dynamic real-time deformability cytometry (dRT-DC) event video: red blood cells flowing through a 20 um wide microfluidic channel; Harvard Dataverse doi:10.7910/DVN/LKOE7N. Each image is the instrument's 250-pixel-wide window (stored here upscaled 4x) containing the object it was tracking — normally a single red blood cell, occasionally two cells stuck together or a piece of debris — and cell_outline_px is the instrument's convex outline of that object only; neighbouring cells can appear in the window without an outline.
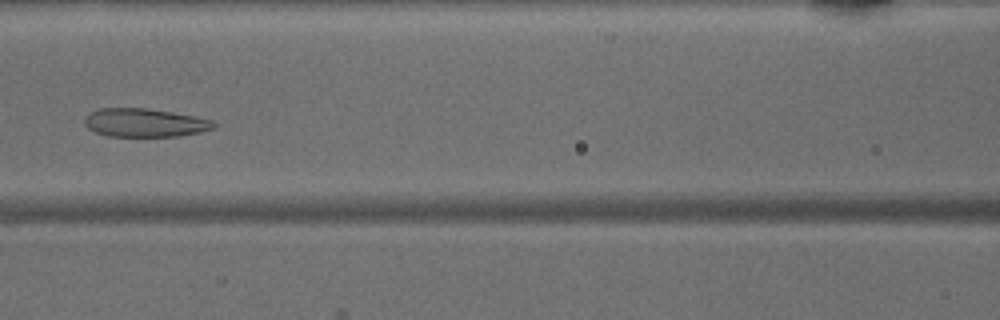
{"species": "common noctule bat (a hibernating species)", "species_latin": "Nyctalus noctula", "temperature_condition": "warm", "stored_images_in_passage": 47, "camera_frame_rate_fps": 3000, "um_per_image_px": 0.085, "animal": {"sex": "male", "body_mass_g": 15.6}, "frame": {"image": 1, "passage_image": 21, "time_ms": 6.667, "image_size_px": [1000, 320], "cell_outline_px": [[216, 128], [200, 132], [180, 136], [108, 136], [96, 132], [88, 128], [84, 124], [84, 116], [88, 112], [100, 108], [144, 108], [172, 112], [212, 120], [216, 124]], "centroid_in_image_um": [12.27, 10.43], "position_along_channel_um": 154.3, "area_um2": 21.44}}
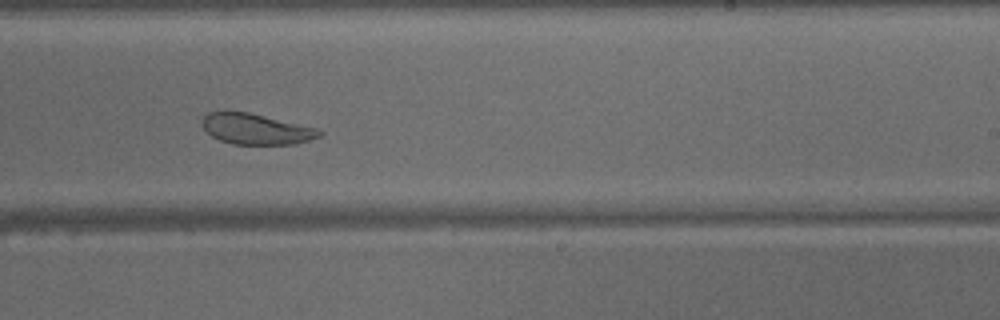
{"frame": {"image": 2, "passage_image": 29, "time_ms": 9.333, "image_size_px": [1000, 320], "cell_outline_px": [[324, 132], [320, 136], [308, 140], [292, 144], [232, 144], [220, 140], [212, 136], [204, 128], [204, 116], [208, 112], [248, 112], [320, 128]], "centroid_in_image_um": [21.83, 10.97], "position_along_channel_um": 267.2, "area_um2": 20.75}}
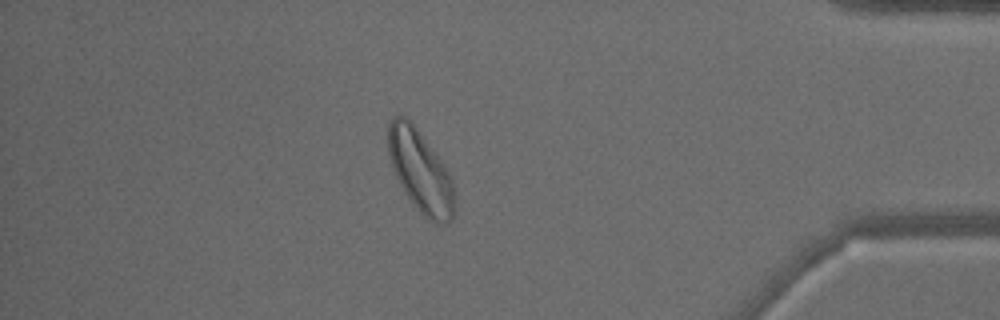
{"frame": {"image": 3, "passage_image": 41, "time_ms": 13.333, "image_size_px": [1000, 320], "cell_outline_px": [[456, 212], [452, 220], [448, 224], [436, 224], [428, 220], [420, 212], [404, 192], [392, 168], [388, 152], [388, 120], [392, 116], [404, 116], [416, 128], [444, 164], [452, 180], [456, 196]], "centroid_in_image_um": [35.77, 14.62], "position_along_channel_um": 399.4, "area_um2": 32.02}}